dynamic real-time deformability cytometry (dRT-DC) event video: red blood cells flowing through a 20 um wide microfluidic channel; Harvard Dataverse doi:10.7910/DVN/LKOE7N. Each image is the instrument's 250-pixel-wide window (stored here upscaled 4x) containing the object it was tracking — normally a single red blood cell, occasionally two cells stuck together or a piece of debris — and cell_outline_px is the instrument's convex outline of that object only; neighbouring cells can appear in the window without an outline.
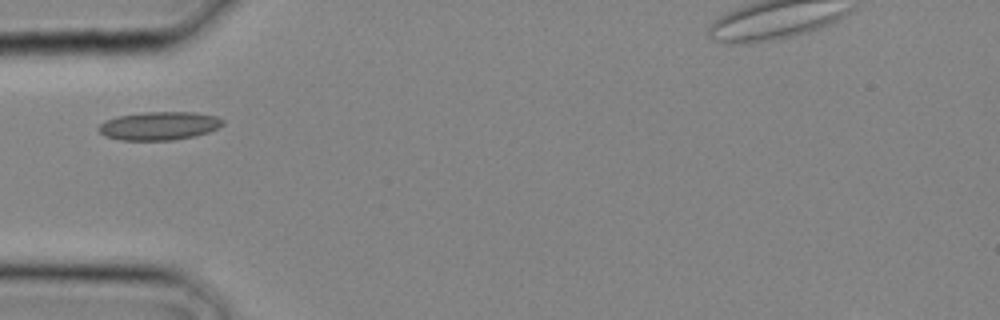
{"species": "common noctule bat (a hibernating species)", "species_latin": "Nyctalus noctula", "temperature_condition": "cold", "stored_images_in_passage": 17, "camera_frame_rate_fps": 3000, "um_per_image_px": 0.085, "animal": {"sex": "male", "body_mass_g": 20.4}, "frame": {"image": 1, "passage_image": 1, "time_ms": 0.0, "image_size_px": [1000, 320], "cell_outline_px": [[224, 124], [208, 132], [196, 136], [172, 140], [120, 140], [104, 136], [96, 128], [100, 124], [116, 116], [144, 112], [196, 112], [216, 116], [224, 120]], "centroid_in_image_um": [13.53, 10.69], "position_along_channel_um": 71.5, "area_um2": 20.58}}
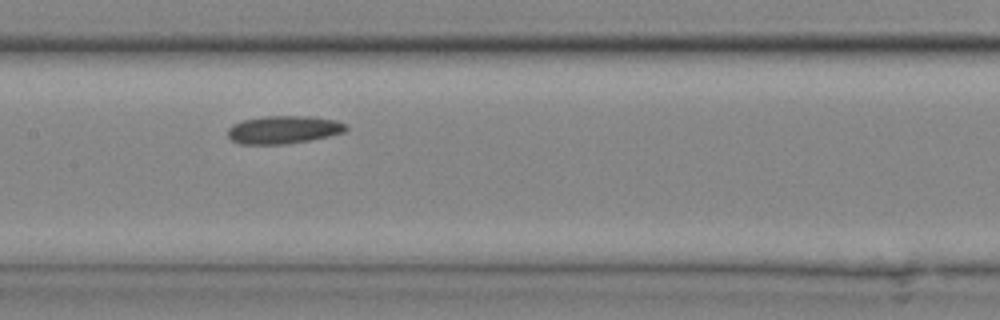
{"frame": {"image": 2, "passage_image": 6, "time_ms": 1.667, "image_size_px": [1000, 320], "cell_outline_px": [[348, 128], [344, 132], [328, 136], [288, 144], [240, 144], [232, 140], [228, 136], [228, 128], [232, 124], [240, 120], [264, 116], [308, 116], [336, 120], [348, 124]], "centroid_in_image_um": [24.09, 11.01], "position_along_channel_um": 183.3, "area_um2": 19.36}}
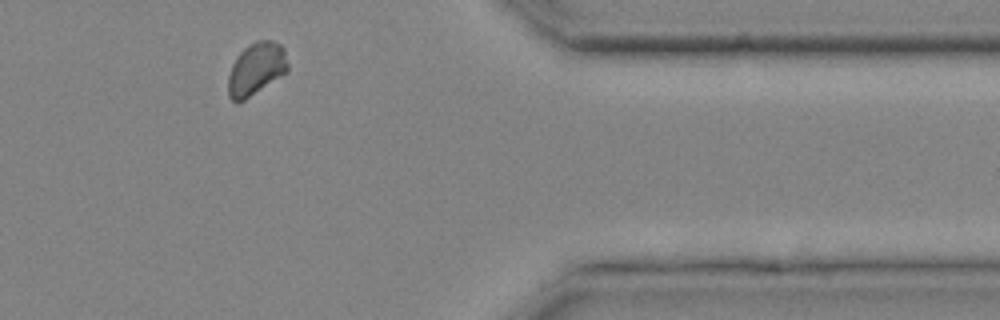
{"frame": {"image": 3, "passage_image": 16, "time_ms": 5.0, "image_size_px": [1000, 320], "cell_outline_px": [[288, 72], [244, 100], [232, 100], [228, 96], [228, 76], [232, 64], [236, 56], [248, 44], [256, 40], [272, 40], [280, 44], [284, 48], [288, 64]], "centroid_in_image_um": [21.78, 5.82], "position_along_channel_um": 389.6, "area_um2": 18.32}}